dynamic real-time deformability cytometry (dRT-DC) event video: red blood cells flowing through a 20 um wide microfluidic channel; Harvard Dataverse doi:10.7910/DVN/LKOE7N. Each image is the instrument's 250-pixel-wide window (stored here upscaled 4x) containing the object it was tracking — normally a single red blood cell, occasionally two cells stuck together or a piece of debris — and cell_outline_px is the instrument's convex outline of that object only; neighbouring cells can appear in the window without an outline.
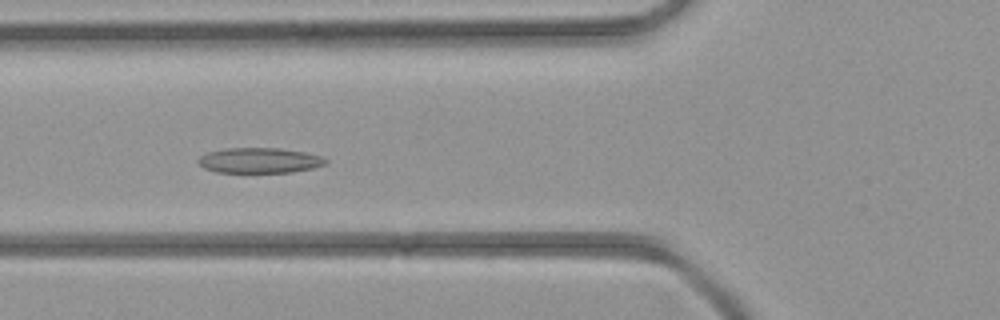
{"species": "common noctule bat (a hibernating species)", "species_latin": "Nyctalus noctula", "temperature_condition": "room temperature", "stored_images_in_passage": 43, "camera_frame_rate_fps": 3000, "um_per_image_px": 0.085, "animal": {"sex": "female", "body_mass_g": 21.9}, "frame": {"image": 1, "passage_image": 15, "time_ms": 4.667, "image_size_px": [1000, 320], "cell_outline_px": [[328, 164], [312, 168], [292, 172], [216, 172], [204, 168], [196, 160], [200, 156], [208, 152], [224, 148], [280, 148], [304, 152], [324, 156], [328, 160]], "centroid_in_image_um": [22.08, 13.63], "position_along_channel_um": 103.7, "area_um2": 18.9}}
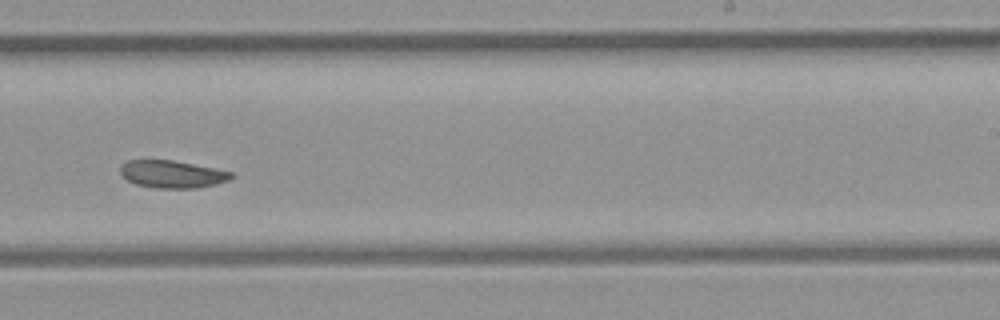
{"frame": {"image": 2, "passage_image": 26, "time_ms": 8.333, "image_size_px": [1000, 320], "cell_outline_px": [[236, 176], [228, 180], [216, 184], [196, 188], [156, 188], [136, 184], [128, 180], [120, 172], [120, 164], [128, 160], [172, 160], [232, 172]], "centroid_in_image_um": [14.63, 14.8], "position_along_channel_um": 274.4, "area_um2": 17.63}}
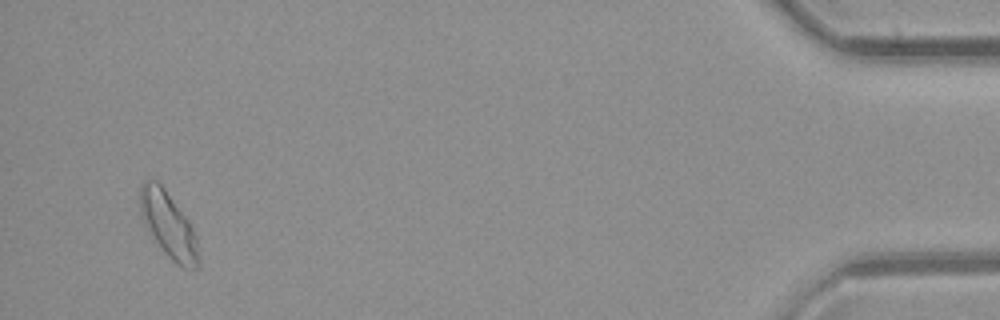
{"frame": {"image": 3, "passage_image": 41, "time_ms": 13.333, "image_size_px": [1000, 320], "cell_outline_px": [[200, 268], [192, 272], [176, 264], [160, 248], [144, 224], [140, 212], [140, 184], [144, 180], [156, 180], [164, 188], [188, 220], [196, 236], [200, 260]], "centroid_in_image_um": [14.34, 19.18], "position_along_channel_um": 420.9, "area_um2": 22.54}}